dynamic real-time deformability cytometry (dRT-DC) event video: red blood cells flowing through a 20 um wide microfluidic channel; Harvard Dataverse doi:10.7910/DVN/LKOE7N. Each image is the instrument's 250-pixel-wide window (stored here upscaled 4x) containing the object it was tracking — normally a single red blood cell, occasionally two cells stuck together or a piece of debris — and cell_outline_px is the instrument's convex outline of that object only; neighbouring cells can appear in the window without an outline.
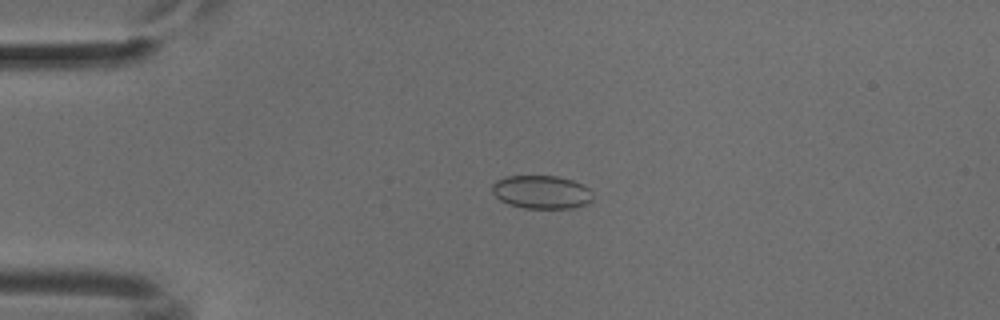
{"species": "common noctule bat (a hibernating species)", "species_latin": "Nyctalus noctula", "temperature_condition": "cold", "stored_images_in_passage": 50, "camera_frame_rate_fps": 3000, "um_per_image_px": 0.085, "animal": {"sex": "male", "body_mass_g": 18.8}, "frame": {"image": 1, "passage_image": 10, "time_ms": 3.0, "image_size_px": [1000, 320], "cell_outline_px": [[592, 200], [584, 204], [572, 208], [524, 208], [500, 200], [492, 192], [492, 184], [496, 180], [508, 176], [556, 176], [572, 180], [588, 188], [592, 192]], "centroid_in_image_um": [46.01, 16.32], "position_along_channel_um": 39.0, "area_um2": 19.31}}
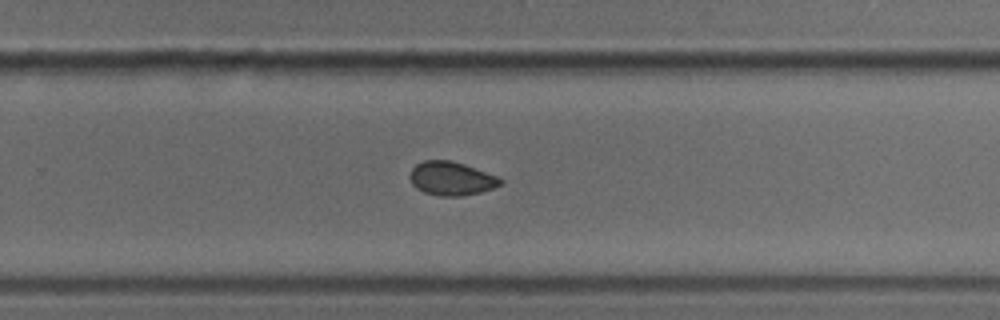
{"frame": {"image": 2, "passage_image": 32, "time_ms": 10.333, "image_size_px": [1000, 320], "cell_outline_px": [[504, 180], [500, 184], [492, 188], [480, 192], [460, 196], [440, 196], [424, 192], [416, 188], [412, 184], [408, 176], [412, 168], [416, 164], [424, 160], [448, 160], [464, 164], [500, 176]], "centroid_in_image_um": [38.36, 15.17], "position_along_channel_um": 291.4, "area_um2": 17.86}}
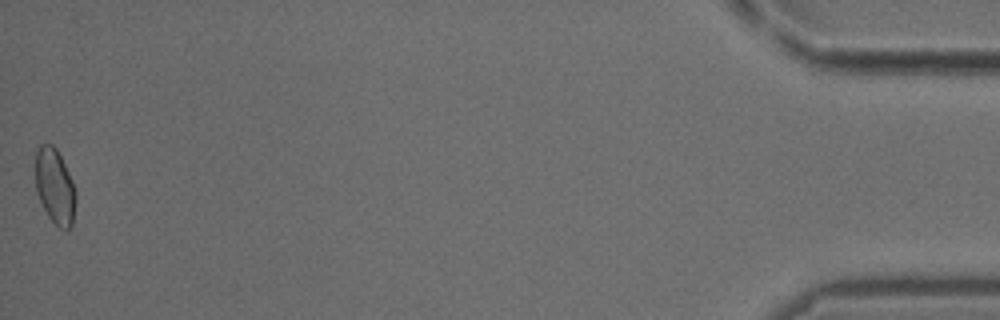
{"frame": {"image": 3, "passage_image": 50, "time_ms": 16.333, "image_size_px": [1000, 320], "cell_outline_px": [[76, 200], [72, 224], [68, 232], [60, 228], [48, 216], [36, 192], [36, 152], [40, 144], [52, 144], [56, 148], [72, 180], [76, 192]], "centroid_in_image_um": [4.68, 15.86], "position_along_channel_um": 430.5, "area_um2": 17.63}}